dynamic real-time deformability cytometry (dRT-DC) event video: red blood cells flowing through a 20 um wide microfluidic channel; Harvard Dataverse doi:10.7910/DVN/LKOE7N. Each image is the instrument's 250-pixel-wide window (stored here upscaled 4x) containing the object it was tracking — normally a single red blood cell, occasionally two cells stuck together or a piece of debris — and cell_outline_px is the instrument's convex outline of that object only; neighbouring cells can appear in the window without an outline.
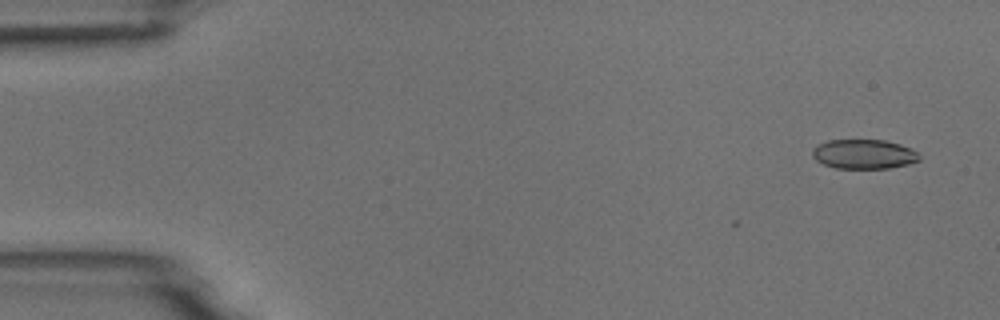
{"species": "common noctule bat (a hibernating species)", "species_latin": "Nyctalus noctula", "temperature_condition": "room temperature", "stored_images_in_passage": 3, "camera_frame_rate_fps": 3000, "um_per_image_px": 0.085, "animal": {"sex": "male", "body_mass_g": 18.8}, "frame": {"image": 1, "passage_image": 1, "time_ms": 0.0, "image_size_px": [1000, 320], "cell_outline_px": [[920, 160], [908, 164], [888, 168], [836, 168], [824, 164], [816, 160], [812, 156], [812, 148], [816, 144], [828, 140], [884, 140], [900, 144], [912, 148], [920, 156]], "centroid_in_image_um": [73.41, 13.09], "position_along_channel_um": 11.6, "area_um2": 18.44}}